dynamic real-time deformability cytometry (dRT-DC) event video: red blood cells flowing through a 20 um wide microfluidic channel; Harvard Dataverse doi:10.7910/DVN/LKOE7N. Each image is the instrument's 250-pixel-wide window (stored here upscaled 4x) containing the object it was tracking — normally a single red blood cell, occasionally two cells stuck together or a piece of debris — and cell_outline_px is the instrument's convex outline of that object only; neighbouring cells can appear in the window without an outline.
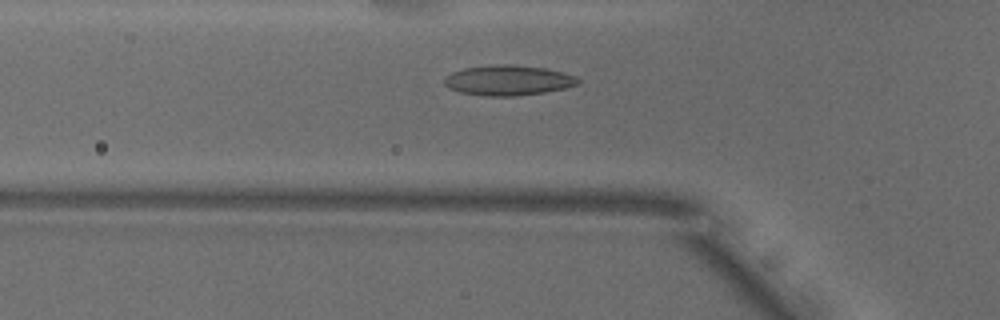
{"species": "common noctule bat (a hibernating species)", "species_latin": "Nyctalus noctula", "temperature_condition": "warm", "stored_images_in_passage": 36, "camera_frame_rate_fps": 3000, "um_per_image_px": 0.085, "animal": {"sex": "male", "body_mass_g": 18.8}, "frame": {"image": 1, "passage_image": 16, "time_ms": 5.0, "image_size_px": [1000, 320], "cell_outline_px": [[580, 84], [564, 88], [544, 92], [512, 96], [488, 96], [460, 92], [448, 88], [444, 84], [444, 80], [452, 72], [464, 68], [496, 64], [512, 64], [544, 68], [576, 76], [580, 80]], "centroid_in_image_um": [43.19, 6.82], "position_along_channel_um": 82.6, "area_um2": 23.35}}
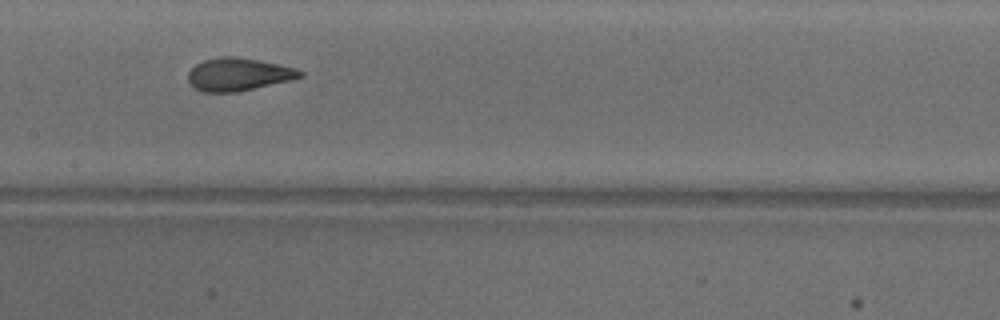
{"frame": {"image": 2, "passage_image": 24, "time_ms": 7.667, "image_size_px": [1000, 320], "cell_outline_px": [[304, 76], [288, 80], [236, 92], [204, 92], [196, 88], [188, 80], [188, 72], [196, 64], [204, 60], [220, 56], [232, 56], [260, 60], [280, 64], [296, 68], [304, 72]], "centroid_in_image_um": [20.27, 6.3], "position_along_channel_um": 187.1, "area_um2": 21.21}}
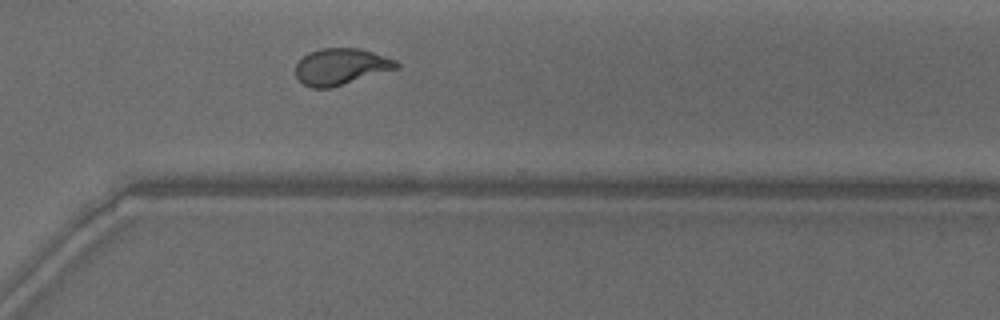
{"frame": {"image": 3, "passage_image": 36, "time_ms": 11.667, "image_size_px": [1000, 320], "cell_outline_px": [[400, 68], [332, 88], [312, 88], [304, 84], [296, 76], [296, 64], [308, 52], [320, 48], [360, 48], [396, 60], [400, 64]], "centroid_in_image_um": [29.0, 5.67], "position_along_channel_um": 341.6, "area_um2": 21.56}}